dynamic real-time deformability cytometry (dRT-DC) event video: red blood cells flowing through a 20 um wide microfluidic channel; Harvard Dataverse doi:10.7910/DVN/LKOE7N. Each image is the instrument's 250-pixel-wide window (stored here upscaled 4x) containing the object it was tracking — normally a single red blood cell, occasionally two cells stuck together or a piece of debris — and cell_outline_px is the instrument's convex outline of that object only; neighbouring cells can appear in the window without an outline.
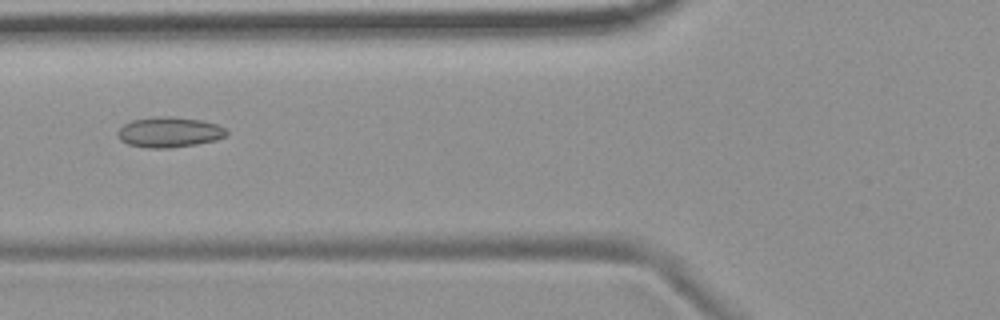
{"species": "common noctule bat (a hibernating species)", "species_latin": "Nyctalus noctula", "temperature_condition": "room temperature", "stored_images_in_passage": 8, "camera_frame_rate_fps": 3000, "um_per_image_px": 0.085, "animal": {"sex": "female", "body_mass_g": 19.9}, "frame": {"image": 1, "passage_image": 6, "time_ms": 6.0, "image_size_px": [1000, 320], "cell_outline_px": [[228, 136], [216, 140], [196, 144], [168, 148], [148, 148], [128, 144], [120, 140], [116, 132], [124, 124], [132, 120], [152, 116], [168, 116], [200, 120], [216, 124], [224, 128], [228, 132]], "centroid_in_image_um": [14.38, 11.23], "position_along_channel_um": 111.4, "area_um2": 19.31}}
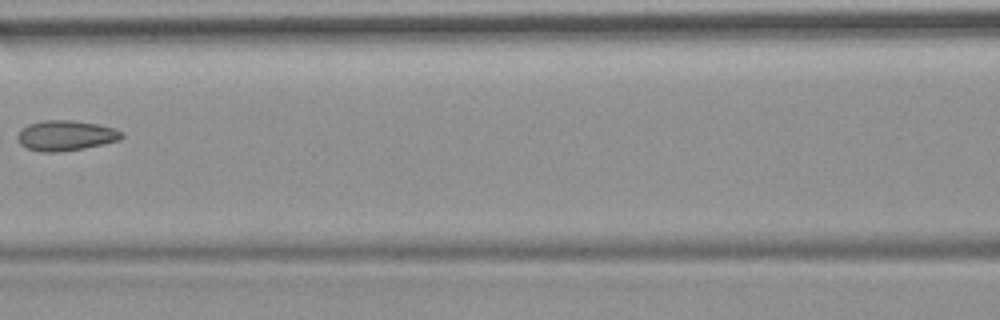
{"frame": {"image": 2, "passage_image": 7, "time_ms": 7.333, "image_size_px": [1000, 320], "cell_outline_px": [[124, 136], [120, 140], [104, 144], [84, 148], [56, 152], [40, 152], [28, 148], [20, 144], [16, 136], [20, 128], [28, 124], [44, 120], [72, 120], [100, 124], [124, 132]], "centroid_in_image_um": [5.58, 11.51], "position_along_channel_um": 161.0, "area_um2": 18.55}}
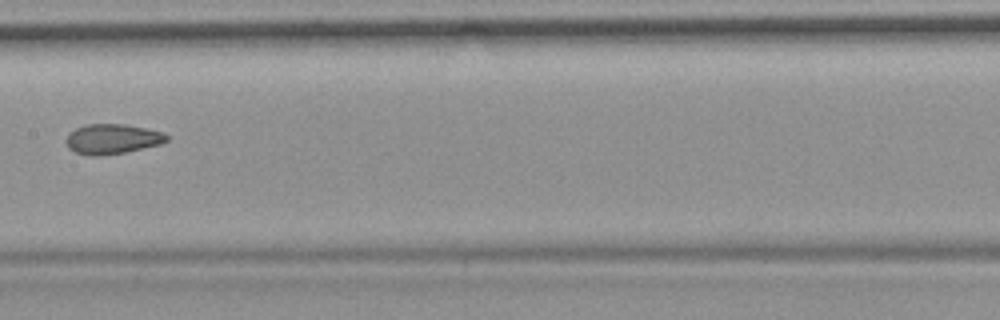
{"frame": {"image": 3, "passage_image": 8, "time_ms": 8.333, "image_size_px": [1000, 320], "cell_outline_px": [[168, 140], [160, 144], [124, 152], [100, 156], [92, 156], [76, 152], [68, 148], [64, 140], [68, 132], [84, 124], [124, 124], [144, 128], [160, 132], [168, 136]], "centroid_in_image_um": [9.47, 11.81], "position_along_channel_um": 197.9, "area_um2": 17.51}}